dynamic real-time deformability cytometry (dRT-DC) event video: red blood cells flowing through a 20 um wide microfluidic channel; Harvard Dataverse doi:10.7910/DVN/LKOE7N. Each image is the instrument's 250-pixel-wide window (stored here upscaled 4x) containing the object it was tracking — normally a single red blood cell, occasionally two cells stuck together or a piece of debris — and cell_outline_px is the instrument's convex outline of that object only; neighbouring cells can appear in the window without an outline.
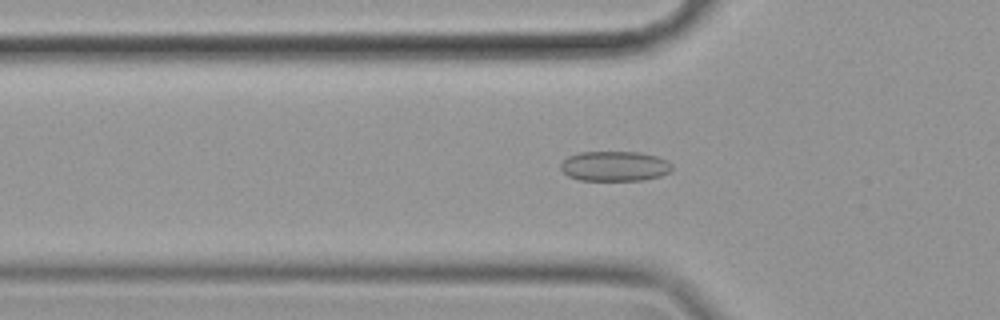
{"species": "common noctule bat (a hibernating species)", "species_latin": "Nyctalus noctula", "temperature_condition": "cold", "stored_images_in_passage": 56, "camera_frame_rate_fps": 3000, "um_per_image_px": 0.085, "animal": {"sex": "female", "body_mass_g": 19.9}, "frame": {"image": 1, "passage_image": 18, "time_ms": 5.667, "image_size_px": [1000, 320], "cell_outline_px": [[672, 168], [668, 172], [660, 176], [644, 180], [580, 180], [568, 176], [560, 168], [560, 164], [568, 156], [580, 152], [640, 152], [656, 156], [668, 160], [672, 164]], "centroid_in_image_um": [52.25, 14.12], "position_along_channel_um": 73.6, "area_um2": 19.48}}
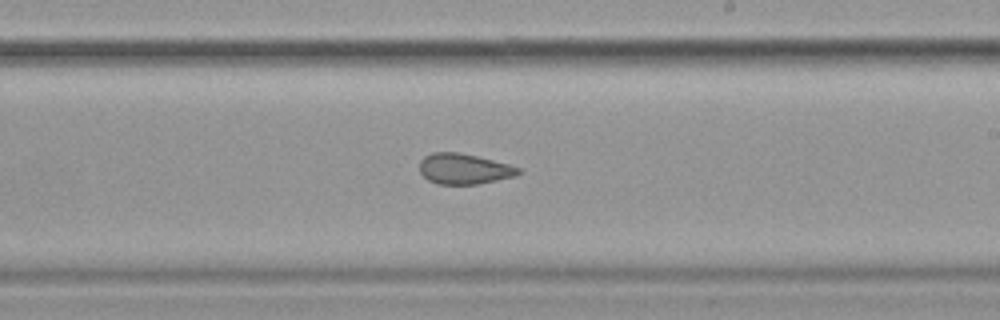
{"frame": {"image": 2, "passage_image": 33, "time_ms": 10.667, "image_size_px": [1000, 320], "cell_outline_px": [[524, 172], [516, 176], [476, 184], [436, 184], [428, 180], [420, 172], [420, 160], [424, 156], [432, 152], [456, 152], [476, 156], [508, 164], [520, 168]], "centroid_in_image_um": [39.44, 14.35], "position_along_channel_um": 249.6, "area_um2": 17.57}}
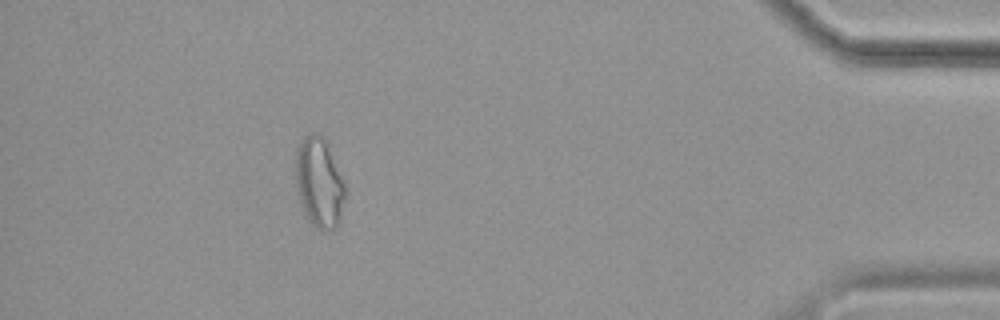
{"frame": {"image": 3, "passage_image": 51, "time_ms": 16.667, "image_size_px": [1000, 320], "cell_outline_px": [[344, 200], [340, 220], [336, 228], [328, 232], [324, 232], [316, 228], [312, 224], [304, 212], [296, 188], [296, 148], [304, 136], [312, 132], [320, 132], [324, 136], [328, 144], [344, 180]], "centroid_in_image_um": [27.14, 15.5], "position_along_channel_um": 408.1, "area_um2": 26.3}, "authors_computed_cell_mechanics": {"area_um2": 20.8947, "velocity_mm_per_s": 3.5261, "shape_relaxation_time_tau1_ms": null, "shape_relaxation_time_tau2_ms": 2.4178, "deformation_change_tau1": null, "deformation_change_tau2": 0.0942}}